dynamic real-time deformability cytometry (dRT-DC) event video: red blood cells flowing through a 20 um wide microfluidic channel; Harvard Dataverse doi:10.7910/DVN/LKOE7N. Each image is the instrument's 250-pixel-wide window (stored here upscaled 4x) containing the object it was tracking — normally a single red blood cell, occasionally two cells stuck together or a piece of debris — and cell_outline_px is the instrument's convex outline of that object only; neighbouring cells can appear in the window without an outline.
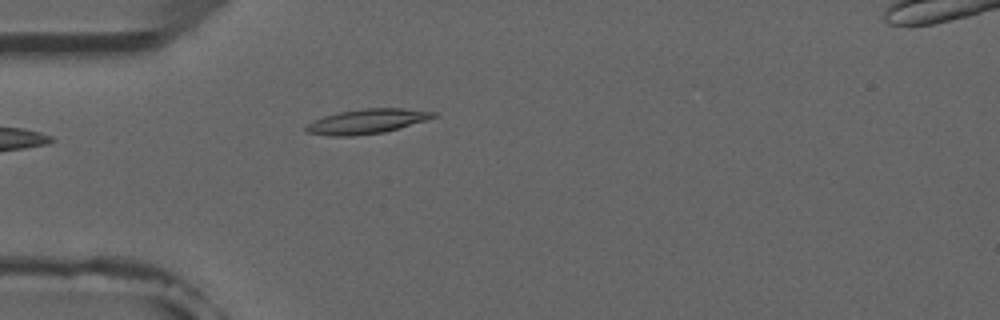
{"species": "common noctule bat (a hibernating species)", "species_latin": "Nyctalus noctula", "temperature_condition": "room temperature", "stored_images_in_passage": 4, "camera_frame_rate_fps": 3000, "um_per_image_px": 0.085, "animal": {"sex": "male", "forearm_length_mm": 52.5}, "frame": {"image": 1, "passage_image": 4, "time_ms": 4.333, "image_size_px": [1000, 320], "cell_outline_px": [[436, 116], [428, 120], [384, 132], [352, 136], [328, 136], [308, 132], [304, 128], [312, 120], [324, 116], [340, 112], [364, 108], [404, 108], [436, 112]], "centroid_in_image_um": [31.19, 10.31], "position_along_channel_um": 53.8, "area_um2": 18.26}}